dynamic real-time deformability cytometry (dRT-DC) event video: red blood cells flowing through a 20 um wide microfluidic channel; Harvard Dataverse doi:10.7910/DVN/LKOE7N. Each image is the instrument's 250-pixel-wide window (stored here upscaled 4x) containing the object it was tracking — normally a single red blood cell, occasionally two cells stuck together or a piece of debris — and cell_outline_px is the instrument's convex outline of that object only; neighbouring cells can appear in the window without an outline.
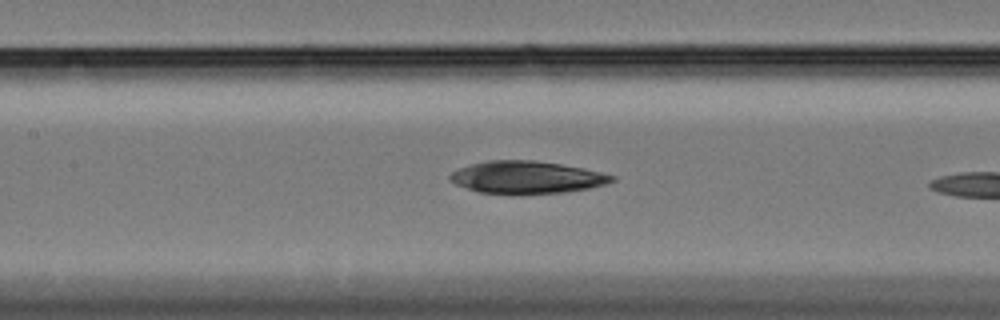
{"species": "Egyptian fruit bat (a non-hibernating species)", "species_latin": "Rousettus aegyptiacus", "temperature_condition": "cold", "stored_images_in_passage": 44, "camera_frame_rate_fps": 3000, "um_per_image_px": 0.085, "animal": {"sex": "female"}, "frame": {"image": 1, "passage_image": 24, "time_ms": 7.667, "image_size_px": [1000, 320], "cell_outline_px": [[616, 180], [604, 184], [588, 188], [564, 192], [520, 196], [480, 192], [456, 184], [448, 180], [448, 176], [452, 172], [460, 168], [472, 164], [488, 160], [536, 160], [584, 168], [616, 176]], "centroid_in_image_um": [44.76, 15.09], "position_along_channel_um": 162.6, "area_um2": 30.98}}
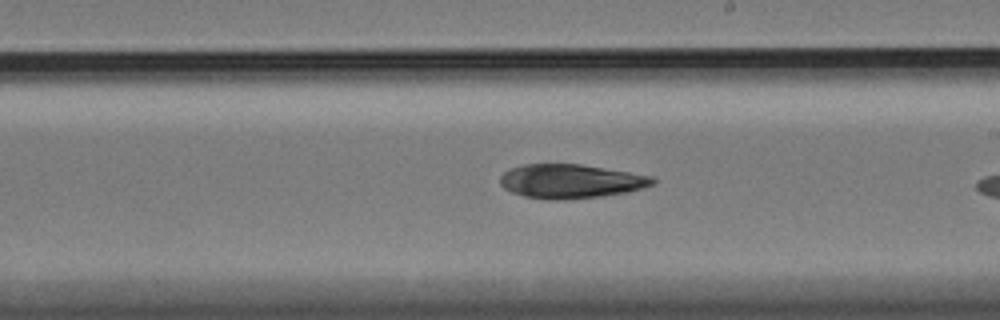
{"frame": {"image": 2, "passage_image": 31, "time_ms": 10.0, "image_size_px": [1000, 320], "cell_outline_px": [[656, 184], [644, 188], [628, 192], [600, 196], [564, 200], [552, 200], [524, 196], [512, 192], [504, 188], [500, 184], [500, 176], [504, 172], [512, 168], [524, 164], [580, 164], [652, 176], [656, 180]], "centroid_in_image_um": [48.53, 15.41], "position_along_channel_um": 240.5, "area_um2": 30.23}}
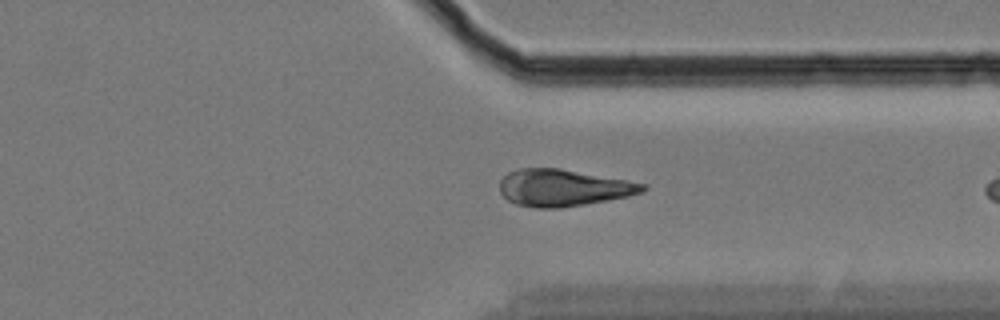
{"frame": {"image": 3, "passage_image": 42, "time_ms": 13.667, "image_size_px": [1000, 320], "cell_outline_px": [[648, 188], [644, 192], [584, 204], [560, 208], [536, 208], [516, 204], [508, 200], [500, 192], [500, 180], [508, 172], [520, 168], [560, 168], [624, 180], [644, 184]], "centroid_in_image_um": [47.81, 15.96], "position_along_channel_um": 363.6, "area_um2": 30.29}}